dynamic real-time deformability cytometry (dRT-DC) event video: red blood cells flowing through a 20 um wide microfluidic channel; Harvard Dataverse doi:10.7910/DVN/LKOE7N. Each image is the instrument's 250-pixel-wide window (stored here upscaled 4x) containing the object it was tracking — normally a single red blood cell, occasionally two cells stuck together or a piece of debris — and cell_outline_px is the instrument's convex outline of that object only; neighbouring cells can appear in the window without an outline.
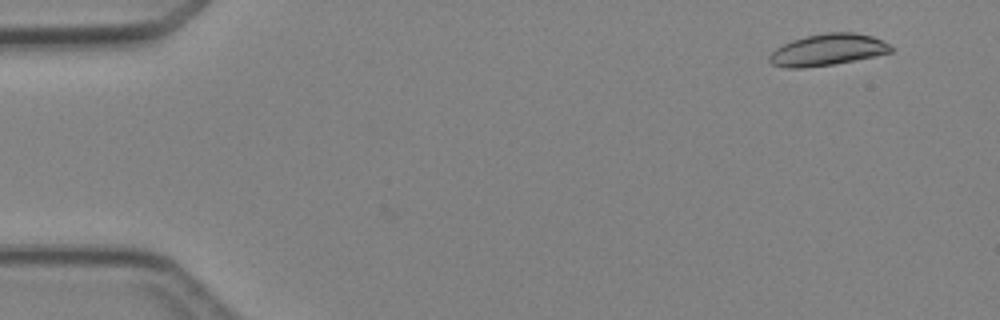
{"species": "Egyptian fruit bat (a non-hibernating species)", "species_latin": "Rousettus aegyptiacus", "temperature_condition": "cold", "stored_images_in_passage": 4, "camera_frame_rate_fps": 3000, "um_per_image_px": 0.085, "animal": {"sex": "female"}, "frame": {"image": 1, "passage_image": 4, "time_ms": 4.667, "image_size_px": [1000, 320], "cell_outline_px": [[896, 48], [892, 52], [876, 56], [832, 64], [804, 68], [784, 68], [772, 64], [768, 60], [768, 56], [776, 48], [792, 40], [824, 32], [856, 32], [872, 36]], "centroid_in_image_um": [70.36, 4.23], "position_along_channel_um": 14.6, "area_um2": 22.43}}